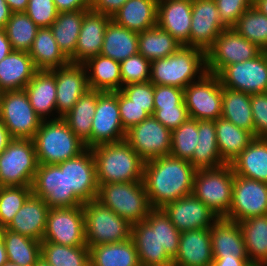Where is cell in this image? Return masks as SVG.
I'll list each match as a JSON object with an SVG mask.
<instances>
[{
    "instance_id": "6da1fadb",
    "label": "cell",
    "mask_w": 267,
    "mask_h": 266,
    "mask_svg": "<svg viewBox=\"0 0 267 266\" xmlns=\"http://www.w3.org/2000/svg\"><path fill=\"white\" fill-rule=\"evenodd\" d=\"M196 170L189 161L172 155L146 161L143 183L152 208L191 195Z\"/></svg>"
},
{
    "instance_id": "7a4b0ae2",
    "label": "cell",
    "mask_w": 267,
    "mask_h": 266,
    "mask_svg": "<svg viewBox=\"0 0 267 266\" xmlns=\"http://www.w3.org/2000/svg\"><path fill=\"white\" fill-rule=\"evenodd\" d=\"M98 184L143 181L145 161L124 139L91 148Z\"/></svg>"
},
{
    "instance_id": "3957f363",
    "label": "cell",
    "mask_w": 267,
    "mask_h": 266,
    "mask_svg": "<svg viewBox=\"0 0 267 266\" xmlns=\"http://www.w3.org/2000/svg\"><path fill=\"white\" fill-rule=\"evenodd\" d=\"M206 73V52L181 45L172 55L151 62L150 82L184 89Z\"/></svg>"
},
{
    "instance_id": "277c9868",
    "label": "cell",
    "mask_w": 267,
    "mask_h": 266,
    "mask_svg": "<svg viewBox=\"0 0 267 266\" xmlns=\"http://www.w3.org/2000/svg\"><path fill=\"white\" fill-rule=\"evenodd\" d=\"M32 140L38 164H59L86 149L62 117L43 120Z\"/></svg>"
},
{
    "instance_id": "5b68a950",
    "label": "cell",
    "mask_w": 267,
    "mask_h": 266,
    "mask_svg": "<svg viewBox=\"0 0 267 266\" xmlns=\"http://www.w3.org/2000/svg\"><path fill=\"white\" fill-rule=\"evenodd\" d=\"M97 200L131 225L144 221L153 209L143 181L99 184Z\"/></svg>"
},
{
    "instance_id": "8992f818",
    "label": "cell",
    "mask_w": 267,
    "mask_h": 266,
    "mask_svg": "<svg viewBox=\"0 0 267 266\" xmlns=\"http://www.w3.org/2000/svg\"><path fill=\"white\" fill-rule=\"evenodd\" d=\"M234 171L231 164L195 172L193 195L218 218L226 217L232 204Z\"/></svg>"
},
{
    "instance_id": "52a82bcc",
    "label": "cell",
    "mask_w": 267,
    "mask_h": 266,
    "mask_svg": "<svg viewBox=\"0 0 267 266\" xmlns=\"http://www.w3.org/2000/svg\"><path fill=\"white\" fill-rule=\"evenodd\" d=\"M85 224V242L90 248L100 244L127 241L132 225L97 199L82 205Z\"/></svg>"
},
{
    "instance_id": "ba28073f",
    "label": "cell",
    "mask_w": 267,
    "mask_h": 266,
    "mask_svg": "<svg viewBox=\"0 0 267 266\" xmlns=\"http://www.w3.org/2000/svg\"><path fill=\"white\" fill-rule=\"evenodd\" d=\"M38 161L32 139H12L0 154V187L31 186Z\"/></svg>"
},
{
    "instance_id": "9c48e42d",
    "label": "cell",
    "mask_w": 267,
    "mask_h": 266,
    "mask_svg": "<svg viewBox=\"0 0 267 266\" xmlns=\"http://www.w3.org/2000/svg\"><path fill=\"white\" fill-rule=\"evenodd\" d=\"M0 121L12 139H32L43 120L31 106L25 89H19L1 93Z\"/></svg>"
},
{
    "instance_id": "30bf717a",
    "label": "cell",
    "mask_w": 267,
    "mask_h": 266,
    "mask_svg": "<svg viewBox=\"0 0 267 266\" xmlns=\"http://www.w3.org/2000/svg\"><path fill=\"white\" fill-rule=\"evenodd\" d=\"M262 50L235 29L226 28L206 51V70L218 75L226 66L257 57Z\"/></svg>"
},
{
    "instance_id": "8fae6325",
    "label": "cell",
    "mask_w": 267,
    "mask_h": 266,
    "mask_svg": "<svg viewBox=\"0 0 267 266\" xmlns=\"http://www.w3.org/2000/svg\"><path fill=\"white\" fill-rule=\"evenodd\" d=\"M32 194L40 197L50 208L77 207L84 203L67 190L66 161L59 164H38Z\"/></svg>"
},
{
    "instance_id": "7c38bea8",
    "label": "cell",
    "mask_w": 267,
    "mask_h": 266,
    "mask_svg": "<svg viewBox=\"0 0 267 266\" xmlns=\"http://www.w3.org/2000/svg\"><path fill=\"white\" fill-rule=\"evenodd\" d=\"M183 90L191 119L216 121L221 117L223 87L217 75L206 73Z\"/></svg>"
},
{
    "instance_id": "4fadbf2b",
    "label": "cell",
    "mask_w": 267,
    "mask_h": 266,
    "mask_svg": "<svg viewBox=\"0 0 267 266\" xmlns=\"http://www.w3.org/2000/svg\"><path fill=\"white\" fill-rule=\"evenodd\" d=\"M41 242L65 246H87L82 206L50 208Z\"/></svg>"
},
{
    "instance_id": "5bb4252c",
    "label": "cell",
    "mask_w": 267,
    "mask_h": 266,
    "mask_svg": "<svg viewBox=\"0 0 267 266\" xmlns=\"http://www.w3.org/2000/svg\"><path fill=\"white\" fill-rule=\"evenodd\" d=\"M172 131L153 115L126 131L125 140L146 162L170 155Z\"/></svg>"
},
{
    "instance_id": "9a60e30c",
    "label": "cell",
    "mask_w": 267,
    "mask_h": 266,
    "mask_svg": "<svg viewBox=\"0 0 267 266\" xmlns=\"http://www.w3.org/2000/svg\"><path fill=\"white\" fill-rule=\"evenodd\" d=\"M217 76L222 87L248 94L267 93V51L226 66Z\"/></svg>"
},
{
    "instance_id": "2e32d148",
    "label": "cell",
    "mask_w": 267,
    "mask_h": 266,
    "mask_svg": "<svg viewBox=\"0 0 267 266\" xmlns=\"http://www.w3.org/2000/svg\"><path fill=\"white\" fill-rule=\"evenodd\" d=\"M126 131L121 123L118 91H98L97 106L92 121L90 148L124 140Z\"/></svg>"
},
{
    "instance_id": "e0dca14e",
    "label": "cell",
    "mask_w": 267,
    "mask_h": 266,
    "mask_svg": "<svg viewBox=\"0 0 267 266\" xmlns=\"http://www.w3.org/2000/svg\"><path fill=\"white\" fill-rule=\"evenodd\" d=\"M267 214V183L234 175L232 204L227 219L241 222Z\"/></svg>"
},
{
    "instance_id": "ac0fdd59",
    "label": "cell",
    "mask_w": 267,
    "mask_h": 266,
    "mask_svg": "<svg viewBox=\"0 0 267 266\" xmlns=\"http://www.w3.org/2000/svg\"><path fill=\"white\" fill-rule=\"evenodd\" d=\"M131 239L141 266H172L165 248L159 246L158 208H153L144 221L132 225Z\"/></svg>"
},
{
    "instance_id": "d6986e66",
    "label": "cell",
    "mask_w": 267,
    "mask_h": 266,
    "mask_svg": "<svg viewBox=\"0 0 267 266\" xmlns=\"http://www.w3.org/2000/svg\"><path fill=\"white\" fill-rule=\"evenodd\" d=\"M224 29L214 0H192L191 47L206 52Z\"/></svg>"
},
{
    "instance_id": "ffe728a7",
    "label": "cell",
    "mask_w": 267,
    "mask_h": 266,
    "mask_svg": "<svg viewBox=\"0 0 267 266\" xmlns=\"http://www.w3.org/2000/svg\"><path fill=\"white\" fill-rule=\"evenodd\" d=\"M51 71L55 74L57 115L63 117L90 90L87 71L83 64L74 63Z\"/></svg>"
},
{
    "instance_id": "44dd1931",
    "label": "cell",
    "mask_w": 267,
    "mask_h": 266,
    "mask_svg": "<svg viewBox=\"0 0 267 266\" xmlns=\"http://www.w3.org/2000/svg\"><path fill=\"white\" fill-rule=\"evenodd\" d=\"M66 181L67 190L73 191L83 203L97 199L99 184L91 148L66 160Z\"/></svg>"
},
{
    "instance_id": "7402d4cb",
    "label": "cell",
    "mask_w": 267,
    "mask_h": 266,
    "mask_svg": "<svg viewBox=\"0 0 267 266\" xmlns=\"http://www.w3.org/2000/svg\"><path fill=\"white\" fill-rule=\"evenodd\" d=\"M162 209L180 233L210 228L218 219L217 215L193 194L172 201Z\"/></svg>"
},
{
    "instance_id": "603a6c76",
    "label": "cell",
    "mask_w": 267,
    "mask_h": 266,
    "mask_svg": "<svg viewBox=\"0 0 267 266\" xmlns=\"http://www.w3.org/2000/svg\"><path fill=\"white\" fill-rule=\"evenodd\" d=\"M111 20V16L92 10L85 14L74 54L69 58L70 63L83 64L88 59L100 55L104 33Z\"/></svg>"
},
{
    "instance_id": "cb8c5ba5",
    "label": "cell",
    "mask_w": 267,
    "mask_h": 266,
    "mask_svg": "<svg viewBox=\"0 0 267 266\" xmlns=\"http://www.w3.org/2000/svg\"><path fill=\"white\" fill-rule=\"evenodd\" d=\"M192 0H158L157 25L181 45L190 46Z\"/></svg>"
},
{
    "instance_id": "d4e9b609",
    "label": "cell",
    "mask_w": 267,
    "mask_h": 266,
    "mask_svg": "<svg viewBox=\"0 0 267 266\" xmlns=\"http://www.w3.org/2000/svg\"><path fill=\"white\" fill-rule=\"evenodd\" d=\"M212 262L210 228L181 232L172 266H211Z\"/></svg>"
},
{
    "instance_id": "484cf974",
    "label": "cell",
    "mask_w": 267,
    "mask_h": 266,
    "mask_svg": "<svg viewBox=\"0 0 267 266\" xmlns=\"http://www.w3.org/2000/svg\"><path fill=\"white\" fill-rule=\"evenodd\" d=\"M213 258H248L239 223L225 217L210 227Z\"/></svg>"
},
{
    "instance_id": "4316f807",
    "label": "cell",
    "mask_w": 267,
    "mask_h": 266,
    "mask_svg": "<svg viewBox=\"0 0 267 266\" xmlns=\"http://www.w3.org/2000/svg\"><path fill=\"white\" fill-rule=\"evenodd\" d=\"M49 209L43 199L31 194L6 229L42 241Z\"/></svg>"
},
{
    "instance_id": "83f0119b",
    "label": "cell",
    "mask_w": 267,
    "mask_h": 266,
    "mask_svg": "<svg viewBox=\"0 0 267 266\" xmlns=\"http://www.w3.org/2000/svg\"><path fill=\"white\" fill-rule=\"evenodd\" d=\"M24 89L31 106L42 120L60 118L56 109L55 74L51 70H38Z\"/></svg>"
},
{
    "instance_id": "f1b7e54d",
    "label": "cell",
    "mask_w": 267,
    "mask_h": 266,
    "mask_svg": "<svg viewBox=\"0 0 267 266\" xmlns=\"http://www.w3.org/2000/svg\"><path fill=\"white\" fill-rule=\"evenodd\" d=\"M37 71L29 52L13 50L0 61V91L24 89Z\"/></svg>"
},
{
    "instance_id": "f546056e",
    "label": "cell",
    "mask_w": 267,
    "mask_h": 266,
    "mask_svg": "<svg viewBox=\"0 0 267 266\" xmlns=\"http://www.w3.org/2000/svg\"><path fill=\"white\" fill-rule=\"evenodd\" d=\"M158 0H127L112 16L119 26L137 33L157 25Z\"/></svg>"
},
{
    "instance_id": "4dcf8cb0",
    "label": "cell",
    "mask_w": 267,
    "mask_h": 266,
    "mask_svg": "<svg viewBox=\"0 0 267 266\" xmlns=\"http://www.w3.org/2000/svg\"><path fill=\"white\" fill-rule=\"evenodd\" d=\"M230 164L235 175L267 183V138L255 137Z\"/></svg>"
},
{
    "instance_id": "1f68e13d",
    "label": "cell",
    "mask_w": 267,
    "mask_h": 266,
    "mask_svg": "<svg viewBox=\"0 0 267 266\" xmlns=\"http://www.w3.org/2000/svg\"><path fill=\"white\" fill-rule=\"evenodd\" d=\"M87 71L89 88L115 92L122 88L120 62L102 55L94 56L83 63Z\"/></svg>"
},
{
    "instance_id": "d6a6232c",
    "label": "cell",
    "mask_w": 267,
    "mask_h": 266,
    "mask_svg": "<svg viewBox=\"0 0 267 266\" xmlns=\"http://www.w3.org/2000/svg\"><path fill=\"white\" fill-rule=\"evenodd\" d=\"M29 55L37 70H52L68 65L69 59L59 49L50 27L39 28Z\"/></svg>"
},
{
    "instance_id": "836d02e7",
    "label": "cell",
    "mask_w": 267,
    "mask_h": 266,
    "mask_svg": "<svg viewBox=\"0 0 267 266\" xmlns=\"http://www.w3.org/2000/svg\"><path fill=\"white\" fill-rule=\"evenodd\" d=\"M138 52V33L111 20L104 33L100 55L121 62Z\"/></svg>"
},
{
    "instance_id": "e575fe53",
    "label": "cell",
    "mask_w": 267,
    "mask_h": 266,
    "mask_svg": "<svg viewBox=\"0 0 267 266\" xmlns=\"http://www.w3.org/2000/svg\"><path fill=\"white\" fill-rule=\"evenodd\" d=\"M90 250V266H141L133 240L100 244Z\"/></svg>"
},
{
    "instance_id": "d590c367",
    "label": "cell",
    "mask_w": 267,
    "mask_h": 266,
    "mask_svg": "<svg viewBox=\"0 0 267 266\" xmlns=\"http://www.w3.org/2000/svg\"><path fill=\"white\" fill-rule=\"evenodd\" d=\"M217 147L221 159L230 164L255 138L249 131L241 129L223 117L215 121Z\"/></svg>"
},
{
    "instance_id": "8d00e7d4",
    "label": "cell",
    "mask_w": 267,
    "mask_h": 266,
    "mask_svg": "<svg viewBox=\"0 0 267 266\" xmlns=\"http://www.w3.org/2000/svg\"><path fill=\"white\" fill-rule=\"evenodd\" d=\"M189 162L197 170L218 168L226 164L217 147L215 121L198 120V143Z\"/></svg>"
},
{
    "instance_id": "74e56055",
    "label": "cell",
    "mask_w": 267,
    "mask_h": 266,
    "mask_svg": "<svg viewBox=\"0 0 267 266\" xmlns=\"http://www.w3.org/2000/svg\"><path fill=\"white\" fill-rule=\"evenodd\" d=\"M97 106V90H88L62 118L73 133L90 148L92 121Z\"/></svg>"
},
{
    "instance_id": "f35d334b",
    "label": "cell",
    "mask_w": 267,
    "mask_h": 266,
    "mask_svg": "<svg viewBox=\"0 0 267 266\" xmlns=\"http://www.w3.org/2000/svg\"><path fill=\"white\" fill-rule=\"evenodd\" d=\"M89 10L58 13L56 20L50 26L59 49L68 59L74 54L82 21Z\"/></svg>"
},
{
    "instance_id": "ab89813d",
    "label": "cell",
    "mask_w": 267,
    "mask_h": 266,
    "mask_svg": "<svg viewBox=\"0 0 267 266\" xmlns=\"http://www.w3.org/2000/svg\"><path fill=\"white\" fill-rule=\"evenodd\" d=\"M238 223L250 263L263 264L267 260V214L250 217Z\"/></svg>"
},
{
    "instance_id": "60d3db41",
    "label": "cell",
    "mask_w": 267,
    "mask_h": 266,
    "mask_svg": "<svg viewBox=\"0 0 267 266\" xmlns=\"http://www.w3.org/2000/svg\"><path fill=\"white\" fill-rule=\"evenodd\" d=\"M221 117L254 136L250 94L223 87Z\"/></svg>"
},
{
    "instance_id": "b9f144b4",
    "label": "cell",
    "mask_w": 267,
    "mask_h": 266,
    "mask_svg": "<svg viewBox=\"0 0 267 266\" xmlns=\"http://www.w3.org/2000/svg\"><path fill=\"white\" fill-rule=\"evenodd\" d=\"M181 44L158 25L138 33V50L148 61L172 55Z\"/></svg>"
},
{
    "instance_id": "7bdbcfd3",
    "label": "cell",
    "mask_w": 267,
    "mask_h": 266,
    "mask_svg": "<svg viewBox=\"0 0 267 266\" xmlns=\"http://www.w3.org/2000/svg\"><path fill=\"white\" fill-rule=\"evenodd\" d=\"M8 261L20 266H34L41 257V241L33 240L9 229L2 228Z\"/></svg>"
},
{
    "instance_id": "ee69618b",
    "label": "cell",
    "mask_w": 267,
    "mask_h": 266,
    "mask_svg": "<svg viewBox=\"0 0 267 266\" xmlns=\"http://www.w3.org/2000/svg\"><path fill=\"white\" fill-rule=\"evenodd\" d=\"M51 266H90L88 246H65L41 242V255Z\"/></svg>"
},
{
    "instance_id": "f6af8a7d",
    "label": "cell",
    "mask_w": 267,
    "mask_h": 266,
    "mask_svg": "<svg viewBox=\"0 0 267 266\" xmlns=\"http://www.w3.org/2000/svg\"><path fill=\"white\" fill-rule=\"evenodd\" d=\"M4 29L13 50L29 52L39 27L25 12H19L11 14Z\"/></svg>"
},
{
    "instance_id": "bcb514c9",
    "label": "cell",
    "mask_w": 267,
    "mask_h": 266,
    "mask_svg": "<svg viewBox=\"0 0 267 266\" xmlns=\"http://www.w3.org/2000/svg\"><path fill=\"white\" fill-rule=\"evenodd\" d=\"M233 29L262 51H267V16L253 6L240 16Z\"/></svg>"
},
{
    "instance_id": "7dc6e473",
    "label": "cell",
    "mask_w": 267,
    "mask_h": 266,
    "mask_svg": "<svg viewBox=\"0 0 267 266\" xmlns=\"http://www.w3.org/2000/svg\"><path fill=\"white\" fill-rule=\"evenodd\" d=\"M198 143V120L189 118L172 130L170 155L190 161Z\"/></svg>"
},
{
    "instance_id": "c3c4849f",
    "label": "cell",
    "mask_w": 267,
    "mask_h": 266,
    "mask_svg": "<svg viewBox=\"0 0 267 266\" xmlns=\"http://www.w3.org/2000/svg\"><path fill=\"white\" fill-rule=\"evenodd\" d=\"M32 194L31 186L0 187V226L6 228Z\"/></svg>"
},
{
    "instance_id": "681fc988",
    "label": "cell",
    "mask_w": 267,
    "mask_h": 266,
    "mask_svg": "<svg viewBox=\"0 0 267 266\" xmlns=\"http://www.w3.org/2000/svg\"><path fill=\"white\" fill-rule=\"evenodd\" d=\"M151 62L139 52L120 62L122 87L150 81Z\"/></svg>"
},
{
    "instance_id": "f907efd6",
    "label": "cell",
    "mask_w": 267,
    "mask_h": 266,
    "mask_svg": "<svg viewBox=\"0 0 267 266\" xmlns=\"http://www.w3.org/2000/svg\"><path fill=\"white\" fill-rule=\"evenodd\" d=\"M181 233L170 221L162 208H158L159 246L165 248L166 254L173 260L178 252Z\"/></svg>"
},
{
    "instance_id": "816d5d0a",
    "label": "cell",
    "mask_w": 267,
    "mask_h": 266,
    "mask_svg": "<svg viewBox=\"0 0 267 266\" xmlns=\"http://www.w3.org/2000/svg\"><path fill=\"white\" fill-rule=\"evenodd\" d=\"M133 104L144 107L152 116L154 114V84L150 81L123 86L120 90Z\"/></svg>"
},
{
    "instance_id": "f5cc1de1",
    "label": "cell",
    "mask_w": 267,
    "mask_h": 266,
    "mask_svg": "<svg viewBox=\"0 0 267 266\" xmlns=\"http://www.w3.org/2000/svg\"><path fill=\"white\" fill-rule=\"evenodd\" d=\"M25 13L39 28L50 27L58 15L53 0H29Z\"/></svg>"
},
{
    "instance_id": "db71d44e",
    "label": "cell",
    "mask_w": 267,
    "mask_h": 266,
    "mask_svg": "<svg viewBox=\"0 0 267 266\" xmlns=\"http://www.w3.org/2000/svg\"><path fill=\"white\" fill-rule=\"evenodd\" d=\"M218 8L222 24L226 28H233L240 16L253 3L250 0H214Z\"/></svg>"
},
{
    "instance_id": "11a10c76",
    "label": "cell",
    "mask_w": 267,
    "mask_h": 266,
    "mask_svg": "<svg viewBox=\"0 0 267 266\" xmlns=\"http://www.w3.org/2000/svg\"><path fill=\"white\" fill-rule=\"evenodd\" d=\"M118 107L121 123L125 131H128L131 127L141 123L150 116L144 110V107L133 104L121 91H118Z\"/></svg>"
},
{
    "instance_id": "9f6ffc18",
    "label": "cell",
    "mask_w": 267,
    "mask_h": 266,
    "mask_svg": "<svg viewBox=\"0 0 267 266\" xmlns=\"http://www.w3.org/2000/svg\"><path fill=\"white\" fill-rule=\"evenodd\" d=\"M254 137L267 138V93L250 94Z\"/></svg>"
},
{
    "instance_id": "6f0895ef",
    "label": "cell",
    "mask_w": 267,
    "mask_h": 266,
    "mask_svg": "<svg viewBox=\"0 0 267 266\" xmlns=\"http://www.w3.org/2000/svg\"><path fill=\"white\" fill-rule=\"evenodd\" d=\"M154 108L185 106L184 90L176 86L154 85Z\"/></svg>"
},
{
    "instance_id": "680465c9",
    "label": "cell",
    "mask_w": 267,
    "mask_h": 266,
    "mask_svg": "<svg viewBox=\"0 0 267 266\" xmlns=\"http://www.w3.org/2000/svg\"><path fill=\"white\" fill-rule=\"evenodd\" d=\"M153 116L171 131L190 118L186 106L154 108Z\"/></svg>"
},
{
    "instance_id": "91938a15",
    "label": "cell",
    "mask_w": 267,
    "mask_h": 266,
    "mask_svg": "<svg viewBox=\"0 0 267 266\" xmlns=\"http://www.w3.org/2000/svg\"><path fill=\"white\" fill-rule=\"evenodd\" d=\"M127 0H91L90 10L108 16H113Z\"/></svg>"
},
{
    "instance_id": "94428289",
    "label": "cell",
    "mask_w": 267,
    "mask_h": 266,
    "mask_svg": "<svg viewBox=\"0 0 267 266\" xmlns=\"http://www.w3.org/2000/svg\"><path fill=\"white\" fill-rule=\"evenodd\" d=\"M58 13L91 8V0H53Z\"/></svg>"
},
{
    "instance_id": "6125c7cd",
    "label": "cell",
    "mask_w": 267,
    "mask_h": 266,
    "mask_svg": "<svg viewBox=\"0 0 267 266\" xmlns=\"http://www.w3.org/2000/svg\"><path fill=\"white\" fill-rule=\"evenodd\" d=\"M248 258H213L211 266H249Z\"/></svg>"
},
{
    "instance_id": "be15d7a7",
    "label": "cell",
    "mask_w": 267,
    "mask_h": 266,
    "mask_svg": "<svg viewBox=\"0 0 267 266\" xmlns=\"http://www.w3.org/2000/svg\"><path fill=\"white\" fill-rule=\"evenodd\" d=\"M13 51L4 28H0V61Z\"/></svg>"
},
{
    "instance_id": "e7e4bbea",
    "label": "cell",
    "mask_w": 267,
    "mask_h": 266,
    "mask_svg": "<svg viewBox=\"0 0 267 266\" xmlns=\"http://www.w3.org/2000/svg\"><path fill=\"white\" fill-rule=\"evenodd\" d=\"M12 11L5 0H0V28H5Z\"/></svg>"
},
{
    "instance_id": "03108f58",
    "label": "cell",
    "mask_w": 267,
    "mask_h": 266,
    "mask_svg": "<svg viewBox=\"0 0 267 266\" xmlns=\"http://www.w3.org/2000/svg\"><path fill=\"white\" fill-rule=\"evenodd\" d=\"M12 13L25 12L29 0H5Z\"/></svg>"
},
{
    "instance_id": "003e7915",
    "label": "cell",
    "mask_w": 267,
    "mask_h": 266,
    "mask_svg": "<svg viewBox=\"0 0 267 266\" xmlns=\"http://www.w3.org/2000/svg\"><path fill=\"white\" fill-rule=\"evenodd\" d=\"M12 140L8 130L0 121V154L6 149L9 142Z\"/></svg>"
},
{
    "instance_id": "a7ac6f4b",
    "label": "cell",
    "mask_w": 267,
    "mask_h": 266,
    "mask_svg": "<svg viewBox=\"0 0 267 266\" xmlns=\"http://www.w3.org/2000/svg\"><path fill=\"white\" fill-rule=\"evenodd\" d=\"M252 6L267 16V0H256Z\"/></svg>"
},
{
    "instance_id": "89a4df30",
    "label": "cell",
    "mask_w": 267,
    "mask_h": 266,
    "mask_svg": "<svg viewBox=\"0 0 267 266\" xmlns=\"http://www.w3.org/2000/svg\"><path fill=\"white\" fill-rule=\"evenodd\" d=\"M7 260L8 258L5 250V245L3 239L0 236V266H3Z\"/></svg>"
},
{
    "instance_id": "2644e50d",
    "label": "cell",
    "mask_w": 267,
    "mask_h": 266,
    "mask_svg": "<svg viewBox=\"0 0 267 266\" xmlns=\"http://www.w3.org/2000/svg\"><path fill=\"white\" fill-rule=\"evenodd\" d=\"M34 266H51L47 261L40 257Z\"/></svg>"
},
{
    "instance_id": "8c879c8a",
    "label": "cell",
    "mask_w": 267,
    "mask_h": 266,
    "mask_svg": "<svg viewBox=\"0 0 267 266\" xmlns=\"http://www.w3.org/2000/svg\"><path fill=\"white\" fill-rule=\"evenodd\" d=\"M3 266H20V265L16 264L15 262L7 260Z\"/></svg>"
},
{
    "instance_id": "753ad0ef",
    "label": "cell",
    "mask_w": 267,
    "mask_h": 266,
    "mask_svg": "<svg viewBox=\"0 0 267 266\" xmlns=\"http://www.w3.org/2000/svg\"><path fill=\"white\" fill-rule=\"evenodd\" d=\"M249 266H263L262 264H249Z\"/></svg>"
},
{
    "instance_id": "34e18365",
    "label": "cell",
    "mask_w": 267,
    "mask_h": 266,
    "mask_svg": "<svg viewBox=\"0 0 267 266\" xmlns=\"http://www.w3.org/2000/svg\"><path fill=\"white\" fill-rule=\"evenodd\" d=\"M262 265L263 266H267V260Z\"/></svg>"
}]
</instances>
